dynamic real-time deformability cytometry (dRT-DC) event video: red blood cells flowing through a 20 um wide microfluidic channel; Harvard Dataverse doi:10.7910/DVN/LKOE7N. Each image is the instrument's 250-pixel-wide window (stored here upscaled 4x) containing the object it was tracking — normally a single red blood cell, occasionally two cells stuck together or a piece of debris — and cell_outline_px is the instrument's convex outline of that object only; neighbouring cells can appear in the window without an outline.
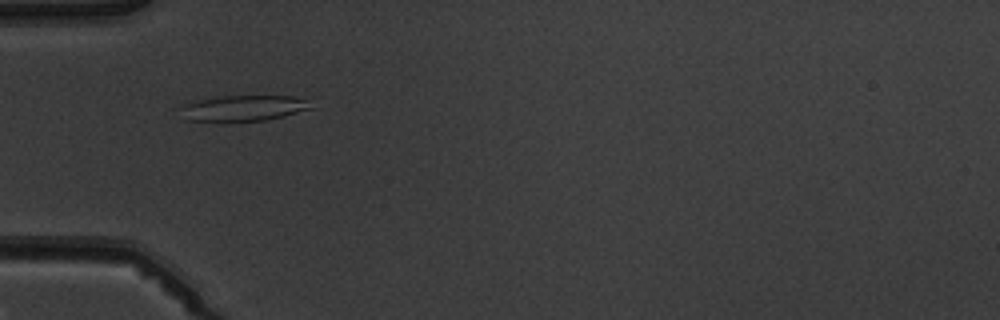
{"species": "common noctule bat (a hibernating species)", "species_latin": "Nyctalus noctula", "temperature_condition": "warm", "stored_images_in_passage": 5, "camera_frame_rate_fps": 3000, "um_per_image_px": 0.085, "animal": {"sex": "male", "body_mass_g": 19.5, "forearm_length_mm": 54.6}, "frame": {"image": 1, "passage_image": 5, "time_ms": 4.667, "image_size_px": [1000, 320], "cell_outline_px": [[316, 108], [268, 120], [188, 120], [176, 108], [180, 104], [196, 100], [224, 96], [292, 96], [304, 100]], "centroid_in_image_um": [20.67, 9.17], "position_along_channel_um": 64.3, "area_um2": 19.42}}